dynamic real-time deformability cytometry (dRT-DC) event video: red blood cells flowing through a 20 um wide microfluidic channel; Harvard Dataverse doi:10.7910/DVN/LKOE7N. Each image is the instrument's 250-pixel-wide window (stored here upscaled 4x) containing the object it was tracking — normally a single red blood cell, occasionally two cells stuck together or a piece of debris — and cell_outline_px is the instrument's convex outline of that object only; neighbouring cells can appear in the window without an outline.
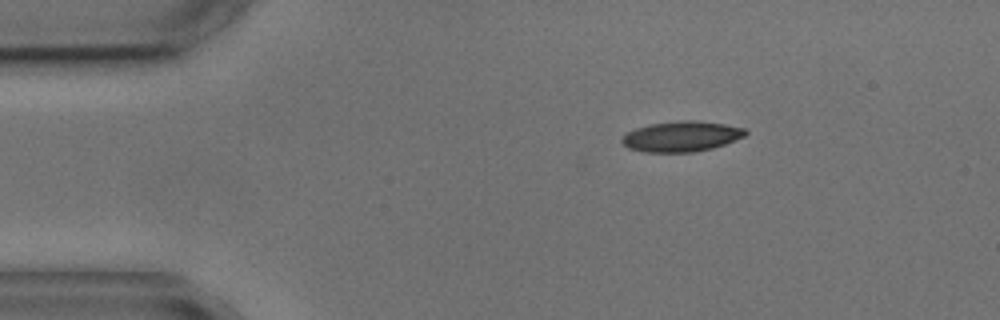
{"species": "common noctule bat (a hibernating species)", "species_latin": "Nyctalus noctula", "temperature_condition": "cold", "stored_images_in_passage": 5, "camera_frame_rate_fps": 3000, "um_per_image_px": 0.085, "animal": {"sex": "male", "body_mass_g": 17.9, "forearm_length_mm": 54.2}, "frame": {"image": 1, "passage_image": 5, "time_ms": 6.333, "image_size_px": [1000, 320], "cell_outline_px": [[748, 132], [744, 136], [724, 144], [712, 148], [696, 152], [644, 152], [628, 148], [620, 140], [628, 132], [636, 128], [648, 124], [680, 120], [700, 120], [724, 124], [744, 128]], "centroid_in_image_um": [57.92, 11.59], "position_along_channel_um": 27.1, "area_um2": 21.91}}